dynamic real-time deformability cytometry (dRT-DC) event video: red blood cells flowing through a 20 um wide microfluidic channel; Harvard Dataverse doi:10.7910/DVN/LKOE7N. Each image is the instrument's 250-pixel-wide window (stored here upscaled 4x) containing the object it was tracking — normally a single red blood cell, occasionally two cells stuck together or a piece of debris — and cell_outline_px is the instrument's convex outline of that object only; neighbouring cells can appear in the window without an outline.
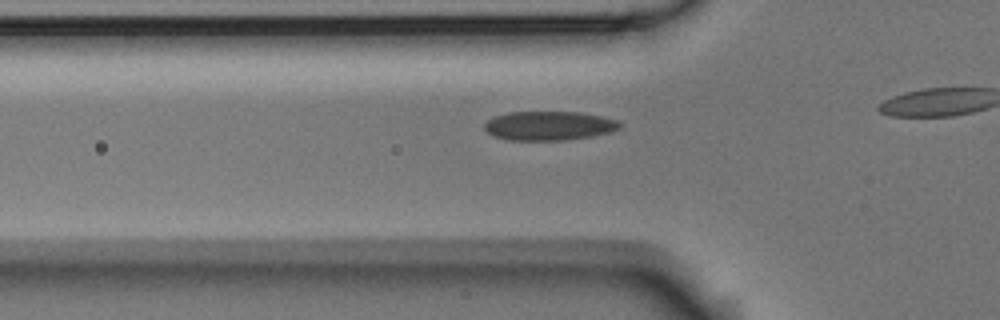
{"species": "Egyptian fruit bat (a non-hibernating species)", "species_latin": "Rousettus aegyptiacus", "temperature_condition": "room temperature", "stored_images_in_passage": 19, "camera_frame_rate_fps": 3000, "um_per_image_px": 0.085, "animal": {"sex": "male"}, "frame": {"image": 1, "passage_image": 14, "time_ms": 4.333, "image_size_px": [1000, 320], "cell_outline_px": [[620, 128], [612, 132], [592, 136], [568, 140], [508, 140], [496, 136], [488, 132], [484, 128], [484, 124], [488, 120], [496, 116], [508, 112], [580, 112], [600, 116], [616, 120], [620, 124]], "centroid_in_image_um": [46.68, 10.69], "position_along_channel_um": 79.1, "area_um2": 22.83}}